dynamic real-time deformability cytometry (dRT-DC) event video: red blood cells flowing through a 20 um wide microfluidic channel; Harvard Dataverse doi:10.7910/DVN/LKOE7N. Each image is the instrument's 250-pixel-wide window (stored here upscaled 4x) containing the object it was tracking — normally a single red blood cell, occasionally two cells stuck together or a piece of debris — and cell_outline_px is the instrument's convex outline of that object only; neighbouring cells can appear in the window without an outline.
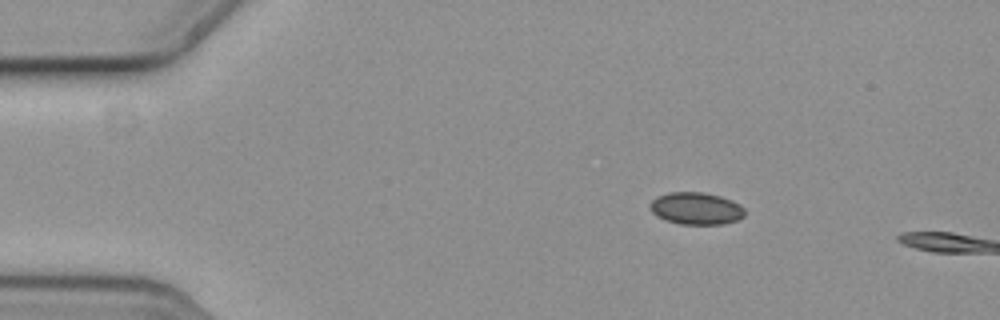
{"species": "common noctule bat (a hibernating species)", "species_latin": "Nyctalus noctula", "temperature_condition": "cold", "stored_images_in_passage": 3, "camera_frame_rate_fps": 3000, "um_per_image_px": 0.085, "animal": {"sex": "female", "body_mass_g": 19.3, "forearm_length_mm": 54.1}, "frame": {"image": 1, "passage_image": 2, "time_ms": 0.333, "image_size_px": [1000, 320], "cell_outline_px": [[744, 216], [736, 220], [724, 224], [680, 224], [664, 220], [656, 216], [652, 212], [648, 204], [656, 196], [668, 192], [704, 192], [720, 196], [732, 200], [740, 204], [744, 208]], "centroid_in_image_um": [59.14, 17.71], "position_along_channel_um": 25.9, "area_um2": 17.98}}